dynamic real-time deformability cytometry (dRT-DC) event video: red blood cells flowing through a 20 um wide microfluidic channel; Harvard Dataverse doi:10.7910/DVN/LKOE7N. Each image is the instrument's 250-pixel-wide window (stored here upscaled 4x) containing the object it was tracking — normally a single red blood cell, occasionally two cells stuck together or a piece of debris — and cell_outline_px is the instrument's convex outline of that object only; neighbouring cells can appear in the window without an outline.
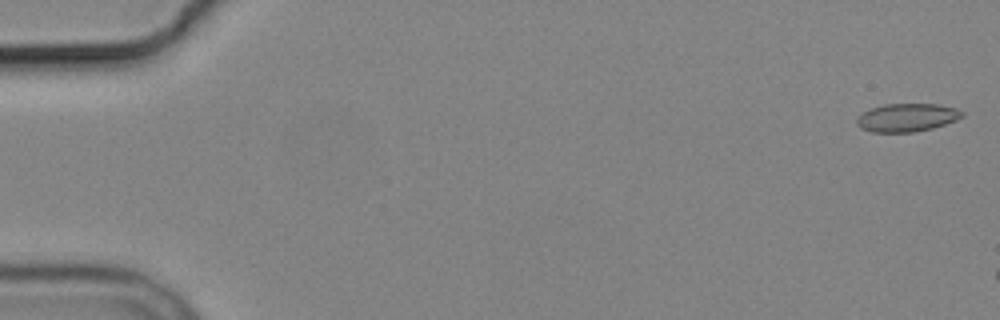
{"species": "common noctule bat (a hibernating species)", "species_latin": "Nyctalus noctula", "temperature_condition": "cold", "stored_images_in_passage": 3, "camera_frame_rate_fps": 3000, "um_per_image_px": 0.085, "animal": {"sex": "male", "body_mass_g": 19.2, "forearm_length_mm": 51.8}, "frame": {"image": 1, "passage_image": 1, "time_ms": 0.0, "image_size_px": [1000, 320], "cell_outline_px": [[964, 116], [956, 120], [932, 128], [912, 132], [872, 132], [860, 128], [856, 124], [856, 120], [864, 112], [872, 108], [884, 104], [940, 104], [956, 108], [964, 112]], "centroid_in_image_um": [77.11, 9.99], "position_along_channel_um": 7.9, "area_um2": 17.22}}